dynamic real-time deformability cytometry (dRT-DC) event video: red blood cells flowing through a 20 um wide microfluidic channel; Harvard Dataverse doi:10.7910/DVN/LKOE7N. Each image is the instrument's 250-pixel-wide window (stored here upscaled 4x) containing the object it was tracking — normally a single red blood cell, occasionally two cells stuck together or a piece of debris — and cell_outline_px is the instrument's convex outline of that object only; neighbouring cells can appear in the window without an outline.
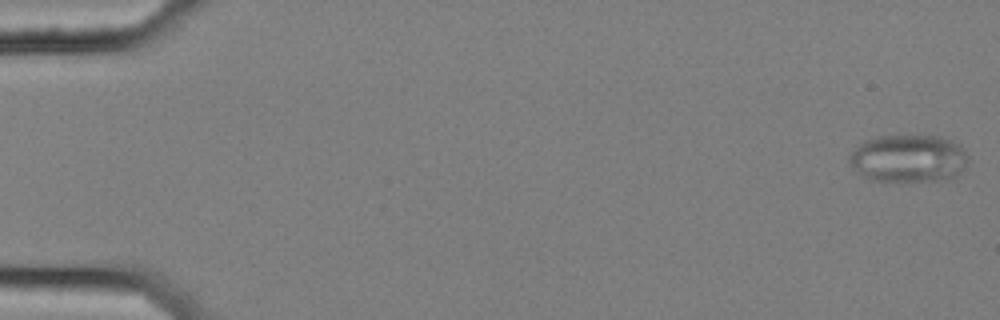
{"species": "common noctule bat (a hibernating species)", "species_latin": "Nyctalus noctula", "temperature_condition": "cold", "stored_images_in_passage": 18, "camera_frame_rate_fps": 3000, "um_per_image_px": 0.085, "animal": {"sex": "female", "body_mass_g": 25.1}, "frame": {"image": 1, "passage_image": 1, "time_ms": 0.0, "image_size_px": [1000, 320], "cell_outline_px": [[968, 156], [964, 168], [952, 180], [900, 184], [868, 180], [856, 172], [848, 164], [848, 156], [864, 140], [876, 136], [940, 136], [960, 144]], "centroid_in_image_um": [77.2, 13.53], "position_along_channel_um": 7.8, "area_um2": 34.33}}
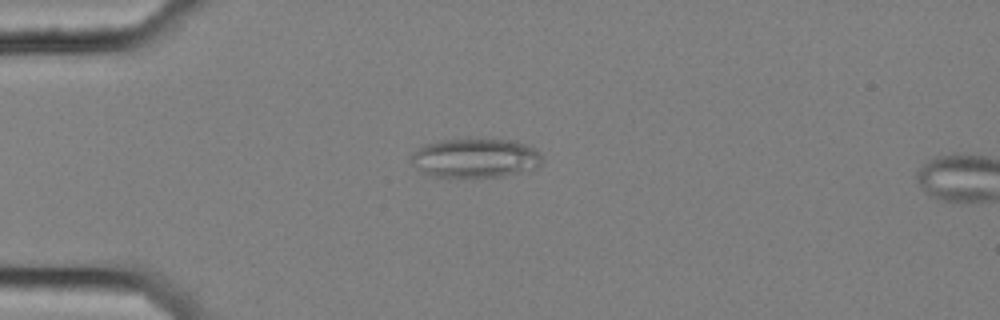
{"frame": {"image": 2, "passage_image": 15, "time_ms": 4.667, "image_size_px": [1000, 320], "cell_outline_px": [[544, 164], [536, 168], [500, 176], [432, 176], [424, 172], [412, 164], [408, 156], [424, 144], [440, 140], [516, 140], [536, 148], [540, 152], [544, 160]], "centroid_in_image_um": [40.44, 13.42], "position_along_channel_um": 44.6, "area_um2": 29.77}}